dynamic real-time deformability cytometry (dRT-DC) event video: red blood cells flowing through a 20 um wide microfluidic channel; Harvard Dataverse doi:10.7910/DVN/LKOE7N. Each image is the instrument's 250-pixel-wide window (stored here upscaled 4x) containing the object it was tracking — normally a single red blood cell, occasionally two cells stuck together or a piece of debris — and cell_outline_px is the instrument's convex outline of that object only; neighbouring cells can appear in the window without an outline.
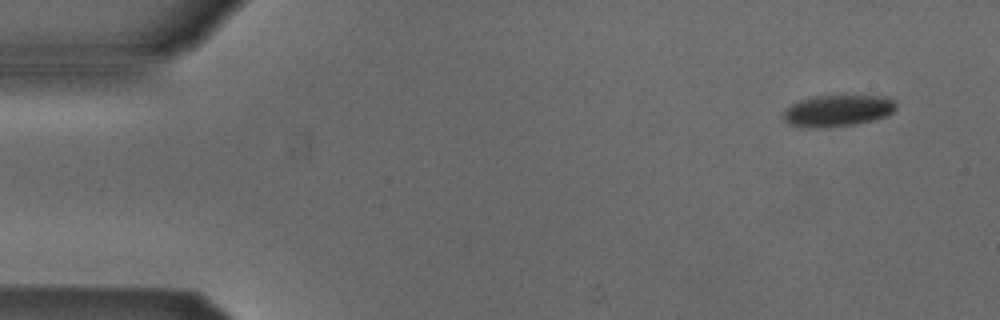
{"species": "Egyptian fruit bat (a non-hibernating species)", "species_latin": "Rousettus aegyptiacus", "temperature_condition": "cold", "stored_images_in_passage": 4, "camera_frame_rate_fps": 3000, "um_per_image_px": 0.085, "animal": {"sex": "male"}, "frame": {"image": 1, "passage_image": 1, "time_ms": 0.0, "image_size_px": [1000, 320], "cell_outline_px": [[896, 108], [888, 116], [856, 124], [816, 128], [788, 124], [784, 120], [784, 108], [800, 100], [812, 96], [892, 96], [896, 100]], "centroid_in_image_um": [71.24, 9.39], "position_along_channel_um": 13.8, "area_um2": 20.81}}
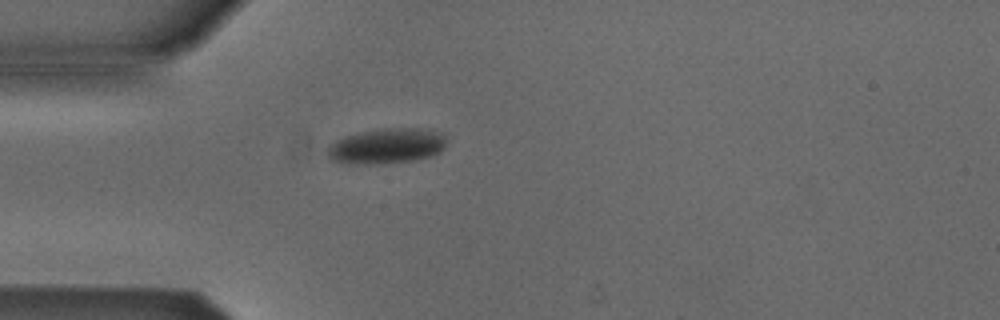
{"frame": {"image": 2, "passage_image": 4, "time_ms": 3.667, "image_size_px": [1000, 320], "cell_outline_px": [[444, 148], [440, 152], [428, 156], [412, 160], [376, 164], [348, 164], [332, 160], [328, 156], [328, 144], [344, 136], [384, 128], [424, 128], [444, 132]], "centroid_in_image_um": [32.86, 12.4], "position_along_channel_um": 52.1, "area_um2": 24.45}}